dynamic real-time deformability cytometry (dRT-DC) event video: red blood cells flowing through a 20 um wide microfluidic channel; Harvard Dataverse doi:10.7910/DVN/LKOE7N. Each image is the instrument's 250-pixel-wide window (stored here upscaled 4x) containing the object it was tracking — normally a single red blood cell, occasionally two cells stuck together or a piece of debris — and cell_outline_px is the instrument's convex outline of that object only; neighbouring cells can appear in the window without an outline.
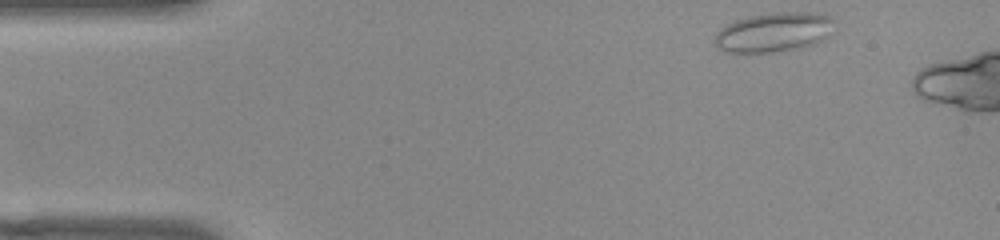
{"species": "common noctule bat (a hibernating species)", "species_latin": "Nyctalus noctula", "temperature_condition": "warm", "stored_images_in_passage": 5, "camera_frame_rate_fps": 3000, "um_per_image_px": 0.085, "animal": {"sex": "female", "body_mass_g": 22.0, "forearm_length_mm": 56.7}, "frame": {"image": 1, "passage_image": 1, "time_ms": 0.0, "image_size_px": [1000, 240], "cell_outline_px": [[836, 20], [828, 36], [812, 44], [800, 48], [772, 52], [724, 52], [716, 48], [716, 32], [720, 28], [736, 20], [748, 16], [776, 12], [816, 12], [828, 16]], "centroid_in_image_um": [65.77, 2.73], "position_along_channel_um": 19.2, "area_um2": 27.51}}